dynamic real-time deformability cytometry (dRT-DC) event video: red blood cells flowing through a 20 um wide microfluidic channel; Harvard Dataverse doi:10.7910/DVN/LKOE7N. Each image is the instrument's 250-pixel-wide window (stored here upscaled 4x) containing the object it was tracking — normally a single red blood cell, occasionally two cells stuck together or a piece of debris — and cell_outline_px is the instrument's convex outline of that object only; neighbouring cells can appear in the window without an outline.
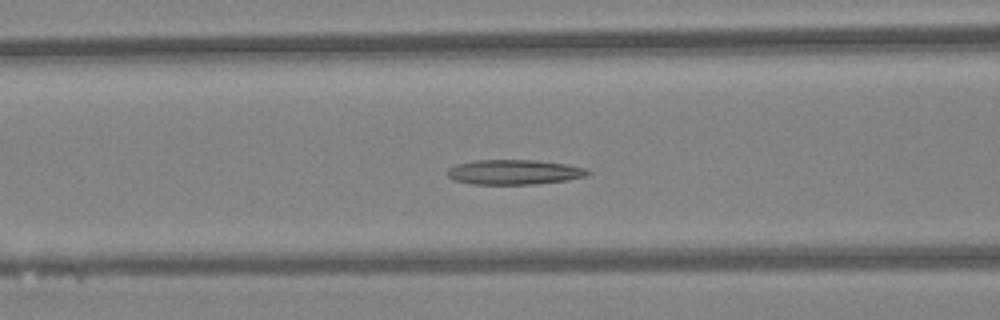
{"species": "Egyptian fruit bat (a non-hibernating species)", "species_latin": "Rousettus aegyptiacus", "temperature_condition": "warm", "stored_images_in_passage": 40, "camera_frame_rate_fps": 3000, "um_per_image_px": 0.085, "animal": {"sex": "female"}, "frame": {"image": 1, "passage_image": 18, "time_ms": 5.667, "image_size_px": [1000, 320], "cell_outline_px": [[592, 172], [588, 176], [568, 180], [536, 184], [472, 184], [452, 180], [444, 172], [448, 168], [456, 164], [476, 160], [536, 160], [568, 164], [584, 168]], "centroid_in_image_um": [43.69, 14.63], "position_along_channel_um": 122.9, "area_um2": 20.63}}
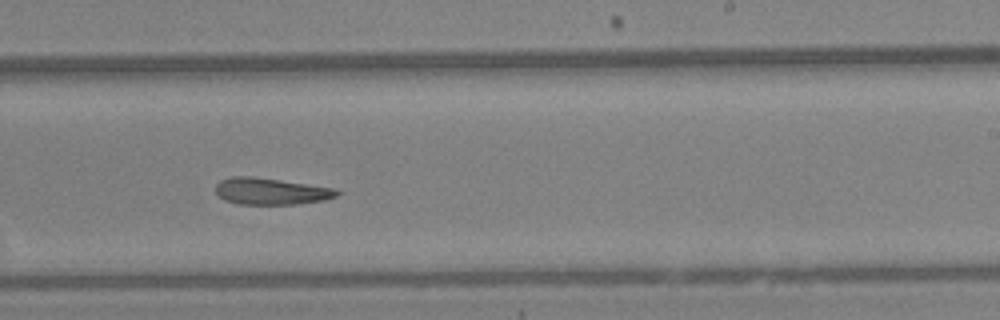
{"frame": {"image": 2, "passage_image": 28, "time_ms": 9.0, "image_size_px": [1000, 320], "cell_outline_px": [[340, 192], [336, 196], [324, 200], [296, 204], [240, 204], [224, 200], [216, 192], [216, 184], [220, 180], [232, 176], [252, 176], [336, 188]], "centroid_in_image_um": [23.02, 16.25], "position_along_channel_um": 266.0, "area_um2": 18.79}}
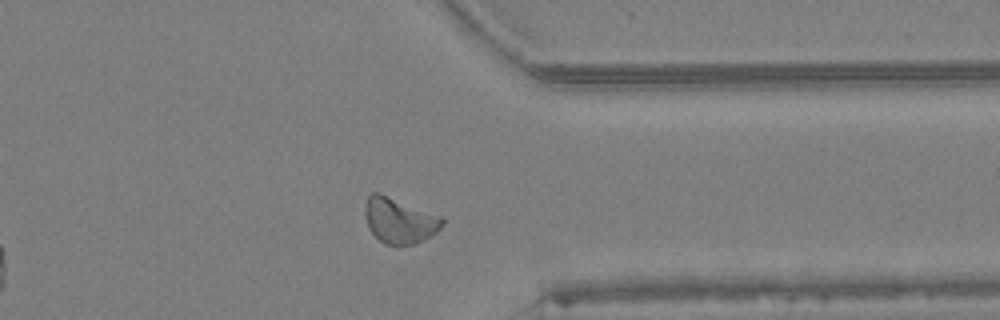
{"frame": {"image": 3, "passage_image": 36, "time_ms": 11.667, "image_size_px": [1000, 320], "cell_outline_px": [[444, 224], [436, 232], [412, 244], [384, 244], [368, 228], [364, 212], [364, 208], [368, 196], [372, 192], [380, 192], [444, 216]], "centroid_in_image_um": [33.95, 18.69], "position_along_channel_um": 377.4, "area_um2": 20.58}, "authors_computed_cell_mechanics": {"area_um2": 20.3745, "velocity_mm_per_s": 4.3225, "shape_relaxation_time_tau1_ms": null, "shape_relaxation_time_tau2_ms": 6.2336, "deformation_change_tau1": null, "deformation_change_tau2": 0.1524}}